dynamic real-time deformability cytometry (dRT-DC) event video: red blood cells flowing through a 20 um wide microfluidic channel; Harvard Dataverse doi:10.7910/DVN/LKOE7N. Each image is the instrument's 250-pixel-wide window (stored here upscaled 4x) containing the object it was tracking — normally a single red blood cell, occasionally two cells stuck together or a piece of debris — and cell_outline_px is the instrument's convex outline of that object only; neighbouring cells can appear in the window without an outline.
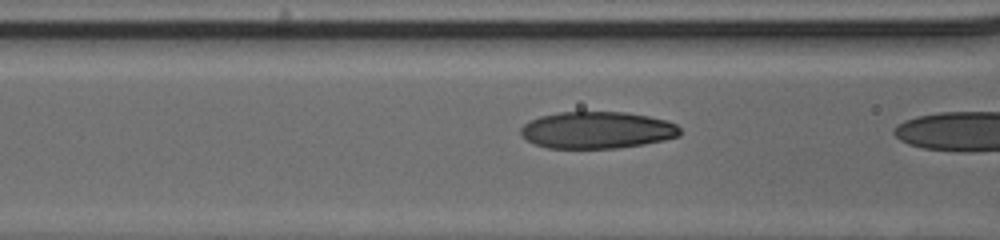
{"species": "human", "species_latin": "Homo sapiens", "temperature_condition": "cold", "stored_images_in_passage": 22, "segment_of_instrument_passage": [2, 2], "camera_frame_rate_fps": 3000, "um_per_image_px": 0.085, "donor": {"sex": "male"}, "frame": {"image": 1, "passage_image": 21, "time_ms": 6.667, "image_size_px": [1000, 240], "cell_outline_px": [[680, 136], [664, 140], [644, 144], [616, 148], [548, 148], [536, 144], [528, 140], [520, 132], [520, 128], [528, 120], [540, 116], [560, 112], [624, 112], [648, 116], [668, 120], [676, 124], [680, 128]], "centroid_in_image_um": [50.77, 11.05], "position_along_channel_um": 115.8, "area_um2": 34.28}}